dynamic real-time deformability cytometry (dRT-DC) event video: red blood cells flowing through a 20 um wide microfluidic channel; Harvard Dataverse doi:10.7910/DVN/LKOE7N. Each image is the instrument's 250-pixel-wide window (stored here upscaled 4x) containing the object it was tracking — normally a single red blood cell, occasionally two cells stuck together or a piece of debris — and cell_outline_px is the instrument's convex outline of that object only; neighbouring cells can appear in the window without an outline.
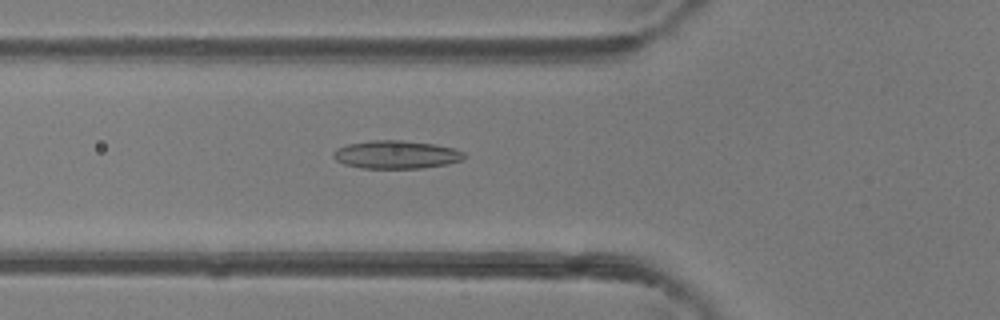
{"species": "common noctule bat (a hibernating species)", "species_latin": "Nyctalus noctula", "temperature_condition": "room temperature", "stored_images_in_passage": 47, "camera_frame_rate_fps": 3000, "um_per_image_px": 0.085, "animal": {"sex": "female"}, "frame": {"image": 1, "passage_image": 17, "time_ms": 5.333, "image_size_px": [1000, 320], "cell_outline_px": [[464, 160], [448, 164], [424, 168], [360, 168], [344, 164], [336, 160], [332, 156], [332, 152], [336, 148], [348, 144], [372, 140], [400, 140], [432, 144], [456, 148], [464, 152]], "centroid_in_image_um": [33.68, 13.14], "position_along_channel_um": 92.1, "area_um2": 21.56}}
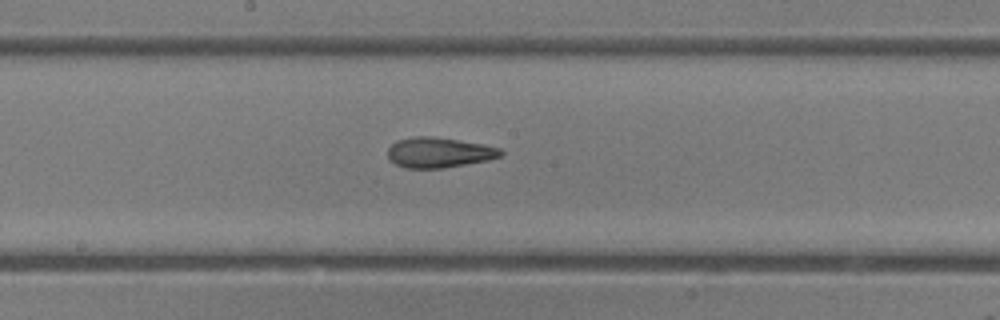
{"frame": {"image": 2, "passage_image": 25, "time_ms": 8.0, "image_size_px": [1000, 320], "cell_outline_px": [[504, 152], [500, 156], [488, 160], [444, 168], [404, 168], [388, 160], [388, 148], [396, 140], [416, 136], [432, 136], [484, 144], [500, 148]], "centroid_in_image_um": [37.29, 12.96], "position_along_channel_um": 210.9, "area_um2": 20.0}}
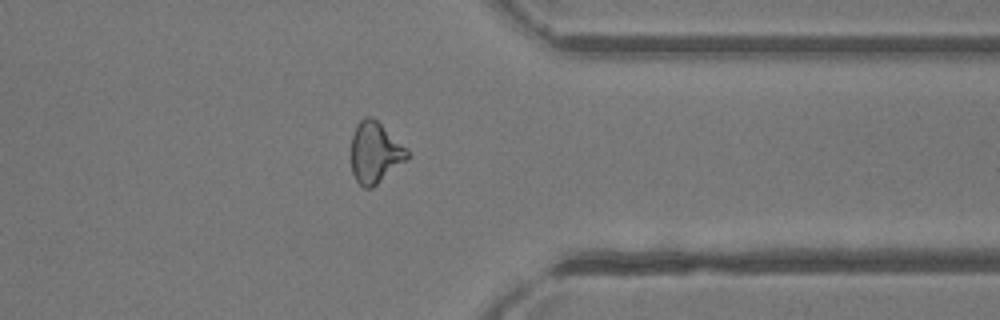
{"frame": {"image": 3, "passage_image": 37, "time_ms": 12.0, "image_size_px": [1000, 320], "cell_outline_px": [[408, 160], [372, 188], [364, 188], [356, 180], [352, 172], [352, 136], [356, 124], [364, 116], [368, 116], [376, 120], [408, 148]], "centroid_in_image_um": [31.9, 12.98], "position_along_channel_um": 379.5, "area_um2": 20.0}, "authors_computed_cell_mechanics": {"area_um2": 21.097, "velocity_mm_per_s": 4.4274, "shape_relaxation_time_tau1_ms": 7.7267, "shape_relaxation_time_tau2_ms": 2.4712, "deformation_change_tau1": 0.1949, "deformation_change_tau2": 0.1172}}